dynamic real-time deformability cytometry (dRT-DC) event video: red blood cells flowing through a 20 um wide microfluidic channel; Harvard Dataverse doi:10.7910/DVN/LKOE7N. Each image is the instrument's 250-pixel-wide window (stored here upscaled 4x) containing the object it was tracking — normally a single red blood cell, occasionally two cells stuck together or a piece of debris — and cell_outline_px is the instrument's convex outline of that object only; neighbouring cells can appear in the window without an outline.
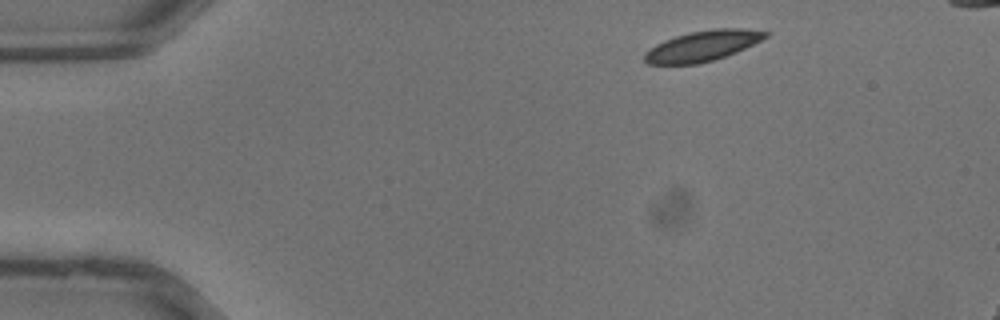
{"species": "common noctule bat (a hibernating species)", "species_latin": "Nyctalus noctula", "temperature_condition": "warm", "stored_images_in_passage": 33, "camera_frame_rate_fps": 3000, "um_per_image_px": 0.085, "animal": {"sex": "male", "body_mass_g": 13.3}, "frame": {"image": 1, "passage_image": 1, "time_ms": 0.0, "image_size_px": [1000, 320], "cell_outline_px": [[768, 36], [736, 52], [712, 60], [696, 64], [648, 64], [644, 60], [644, 52], [648, 48], [664, 40], [676, 36], [692, 32], [712, 28], [744, 28], [768, 32]], "centroid_in_image_um": [59.67, 3.9], "position_along_channel_um": 25.3, "area_um2": 21.27}}
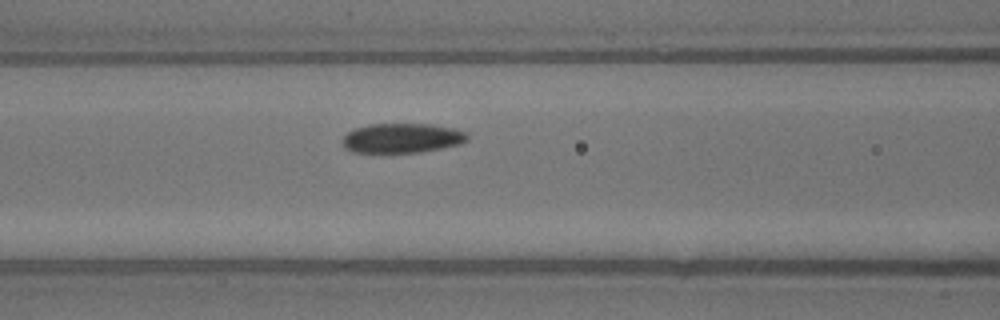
{"frame": {"image": 2, "passage_image": 11, "time_ms": 3.333, "image_size_px": [1000, 320], "cell_outline_px": [[468, 140], [460, 144], [420, 152], [384, 156], [352, 152], [344, 148], [340, 140], [348, 132], [356, 128], [368, 124], [432, 124], [456, 128], [468, 132]], "centroid_in_image_um": [34.12, 11.78], "position_along_channel_um": 132.5, "area_um2": 22.72}}
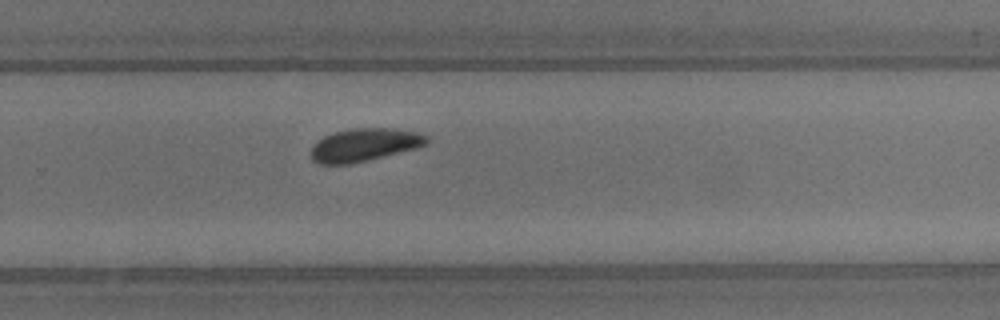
{"frame": {"image": 3, "passage_image": 20, "time_ms": 6.333, "image_size_px": [1000, 320], "cell_outline_px": [[428, 144], [416, 148], [368, 160], [348, 164], [320, 164], [312, 160], [312, 148], [324, 136], [336, 132], [352, 128], [388, 128], [420, 132], [428, 136]], "centroid_in_image_um": [31.02, 12.31], "position_along_channel_um": 298.8, "area_um2": 21.96}}